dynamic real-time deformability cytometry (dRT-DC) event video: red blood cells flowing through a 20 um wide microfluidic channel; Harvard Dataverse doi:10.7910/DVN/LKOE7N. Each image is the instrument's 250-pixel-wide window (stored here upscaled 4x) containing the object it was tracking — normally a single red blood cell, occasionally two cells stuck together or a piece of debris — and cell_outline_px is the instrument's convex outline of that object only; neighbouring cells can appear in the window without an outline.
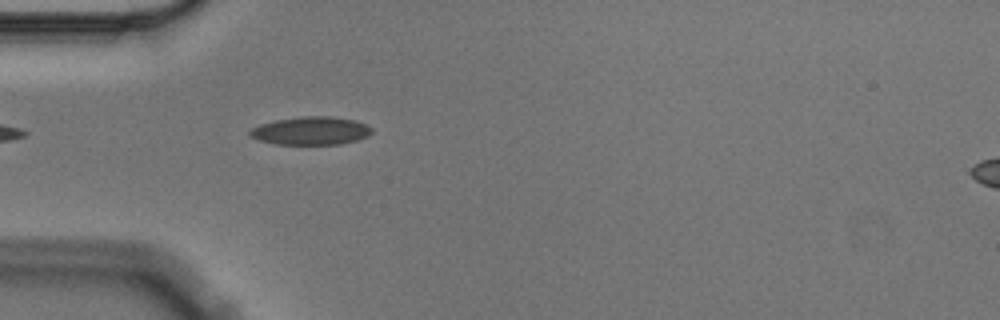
{"species": "Egyptian fruit bat (a non-hibernating species)", "species_latin": "Rousettus aegyptiacus", "temperature_condition": "cold", "stored_images_in_passage": 4, "segment_of_instrument_passage": [1, 2], "camera_frame_rate_fps": 3000, "um_per_image_px": 0.085, "animal": {"sex": "male"}, "frame": {"image": 1, "passage_image": 3, "time_ms": 0.667, "image_size_px": [1000, 320], "cell_outline_px": [[372, 132], [368, 136], [356, 140], [340, 144], [276, 144], [260, 140], [248, 136], [248, 132], [252, 128], [260, 124], [276, 120], [300, 116], [332, 116], [356, 120], [372, 128]], "centroid_in_image_um": [26.42, 11.11], "position_along_channel_um": 58.6, "area_um2": 20.0}}